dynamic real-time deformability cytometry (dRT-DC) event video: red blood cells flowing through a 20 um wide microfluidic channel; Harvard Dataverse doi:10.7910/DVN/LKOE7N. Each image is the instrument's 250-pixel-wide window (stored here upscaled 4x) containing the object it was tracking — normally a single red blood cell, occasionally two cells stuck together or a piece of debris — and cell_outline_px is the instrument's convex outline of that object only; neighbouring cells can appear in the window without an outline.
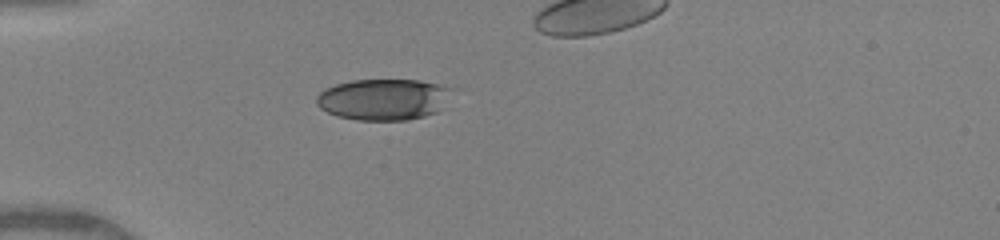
{"species": "human", "species_latin": "Homo sapiens", "temperature_condition": "warm", "stored_images_in_passage": 30, "camera_frame_rate_fps": 3000, "um_per_image_px": 0.085, "donor": {"sex": "female"}, "frame": {"image": 1, "passage_image": 1, "time_ms": 0.0, "image_size_px": [1000, 240], "cell_outline_px": [[460, 88], [436, 112], [424, 116], [408, 120], [356, 120], [336, 116], [320, 108], [316, 104], [316, 96], [324, 88], [336, 84], [352, 80], [420, 80]], "centroid_in_image_um": [32.66, 8.43], "position_along_channel_um": 52.3, "area_um2": 33.18}}
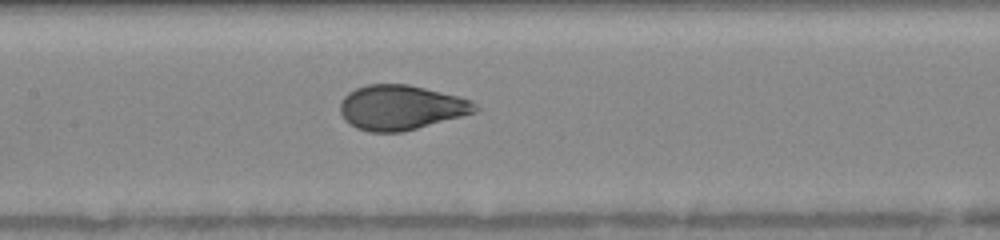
{"frame": {"image": 2, "passage_image": 11, "time_ms": 3.333, "image_size_px": [1000, 240], "cell_outline_px": [[480, 108], [476, 112], [404, 132], [368, 132], [356, 128], [348, 124], [344, 120], [340, 112], [340, 104], [344, 96], [348, 92], [356, 88], [368, 84], [408, 84], [460, 96], [472, 100]], "centroid_in_image_um": [34.08, 9.14], "position_along_channel_um": 173.3, "area_um2": 35.55}}
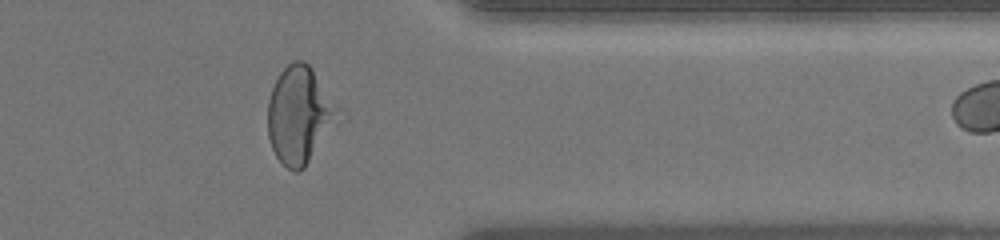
{"frame": {"image": 3, "passage_image": 27, "time_ms": 8.667, "image_size_px": [1000, 240], "cell_outline_px": [[348, 112], [344, 120], [304, 168], [300, 172], [296, 172], [288, 168], [276, 156], [272, 148], [268, 136], [268, 100], [272, 88], [280, 72], [288, 64], [296, 60], [304, 60], [312, 68]], "centroid_in_image_um": [25.62, 9.78], "position_along_channel_um": 385.8, "area_um2": 41.79}}